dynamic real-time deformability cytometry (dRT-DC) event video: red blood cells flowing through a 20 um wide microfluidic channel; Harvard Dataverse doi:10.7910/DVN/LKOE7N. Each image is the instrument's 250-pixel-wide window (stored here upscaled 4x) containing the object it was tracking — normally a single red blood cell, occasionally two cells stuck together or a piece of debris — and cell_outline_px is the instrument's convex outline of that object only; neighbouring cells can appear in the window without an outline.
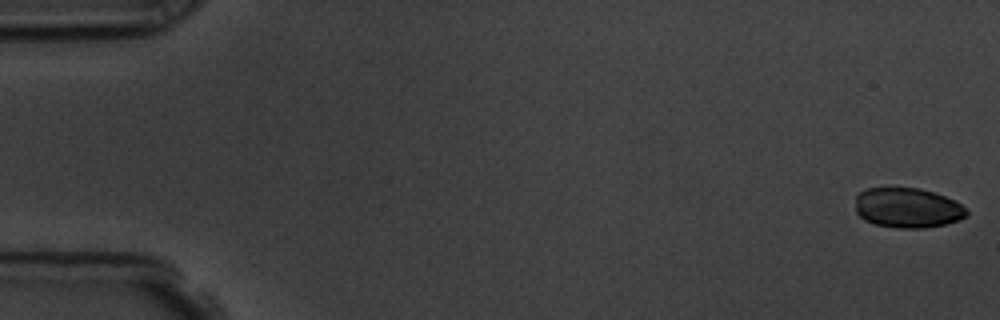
{"species": "common noctule bat (a hibernating species)", "species_latin": "Nyctalus noctula", "temperature_condition": "room temperature", "stored_images_in_passage": 9, "camera_frame_rate_fps": 3000, "um_per_image_px": 0.085, "animal": {"sex": "male", "body_mass_g": 19.5, "forearm_length_mm": 54.6}, "frame": {"image": 1, "passage_image": 1, "time_ms": 0.0, "image_size_px": [1000, 320], "cell_outline_px": [[968, 216], [960, 220], [944, 224], [924, 228], [896, 228], [876, 224], [864, 220], [856, 212], [856, 196], [864, 188], [920, 188], [944, 196], [960, 204], [968, 212]], "centroid_in_image_um": [77.12, 17.67], "position_along_channel_um": 7.9, "area_um2": 25.84}}
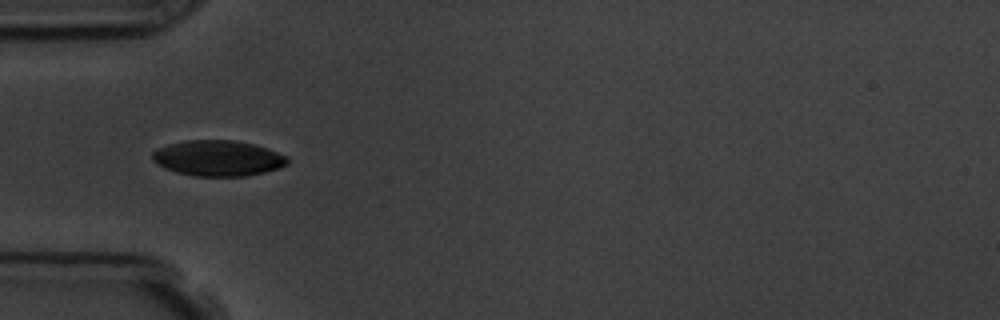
{"frame": {"image": 2, "passage_image": 6, "time_ms": 5.667, "image_size_px": [1000, 320], "cell_outline_px": [[288, 164], [280, 168], [264, 172], [244, 176], [192, 176], [176, 172], [164, 168], [156, 164], [152, 160], [152, 152], [156, 148], [168, 144], [184, 140], [232, 140], [252, 144], [268, 148], [288, 156]], "centroid_in_image_um": [18.5, 13.44], "position_along_channel_um": 66.5, "area_um2": 28.32}}
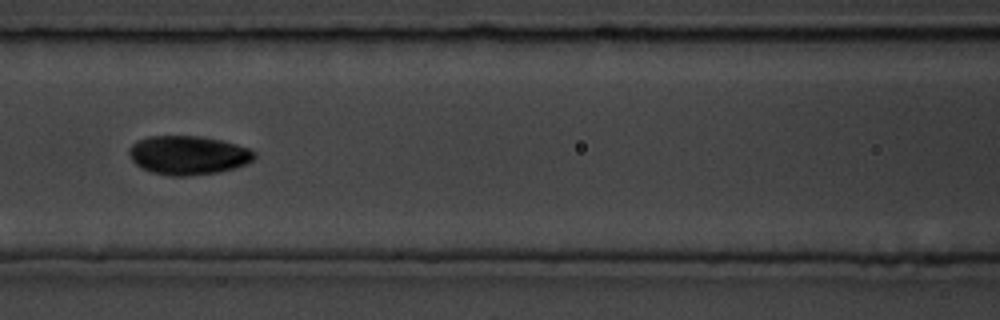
{"frame": {"image": 3, "passage_image": 8, "time_ms": 8.0, "image_size_px": [1000, 320], "cell_outline_px": [[256, 156], [248, 164], [220, 172], [188, 176], [168, 176], [152, 172], [136, 164], [132, 160], [128, 152], [128, 148], [136, 140], [148, 136], [200, 136], [220, 140], [236, 144], [248, 148], [256, 152]], "centroid_in_image_um": [15.99, 13.19], "position_along_channel_um": 150.6, "area_um2": 28.55}}